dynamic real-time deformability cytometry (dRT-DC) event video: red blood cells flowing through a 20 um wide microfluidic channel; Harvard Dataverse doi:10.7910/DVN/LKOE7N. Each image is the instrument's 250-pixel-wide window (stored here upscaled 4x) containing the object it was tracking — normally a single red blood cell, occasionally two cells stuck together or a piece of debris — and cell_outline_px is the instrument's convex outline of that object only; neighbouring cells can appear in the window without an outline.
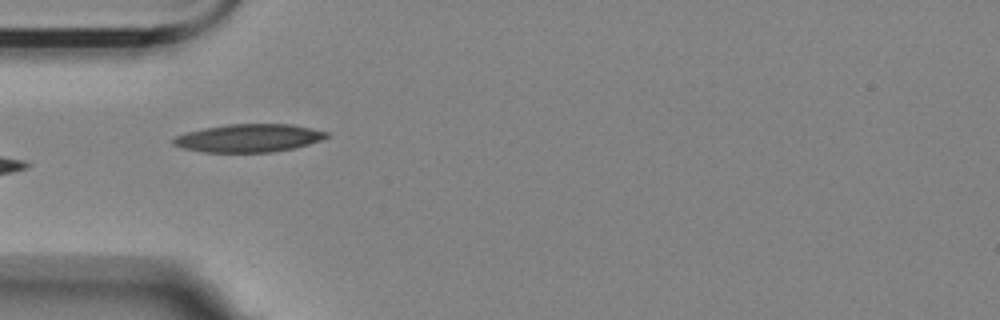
{"species": "Egyptian fruit bat (a non-hibernating species)", "species_latin": "Rousettus aegyptiacus", "temperature_condition": "room temperature", "stored_images_in_passage": 8, "camera_frame_rate_fps": 3000, "um_per_image_px": 0.085, "animal": {"sex": "female"}, "frame": {"image": 1, "passage_image": 3, "time_ms": 0.667, "image_size_px": [1000, 320], "cell_outline_px": [[328, 136], [320, 140], [308, 144], [292, 148], [272, 152], [204, 152], [184, 148], [172, 144], [172, 140], [176, 136], [188, 132], [204, 128], [228, 124], [292, 124], [328, 132]], "centroid_in_image_um": [21.13, 11.73], "position_along_channel_um": 63.9, "area_um2": 24.74}}
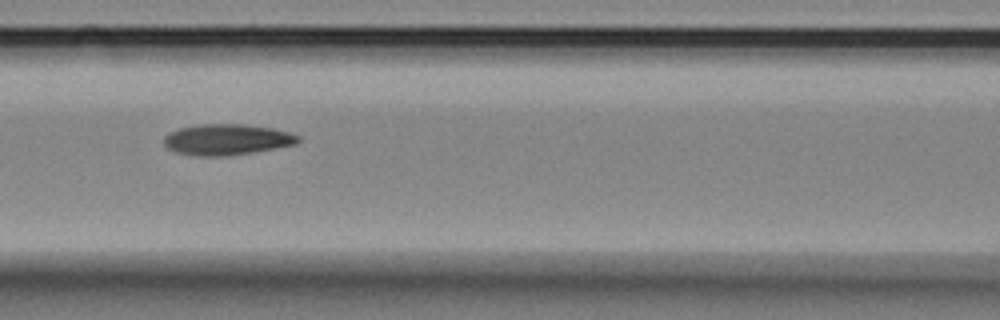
{"frame": {"image": 2, "passage_image": 5, "time_ms": 1.333, "image_size_px": [1000, 320], "cell_outline_px": [[300, 140], [296, 144], [276, 148], [228, 156], [200, 156], [176, 152], [168, 148], [164, 144], [164, 136], [180, 128], [200, 124], [244, 124], [272, 128], [288, 132], [300, 136]], "centroid_in_image_um": [19.3, 11.86], "position_along_channel_um": 147.3, "area_um2": 24.04}}
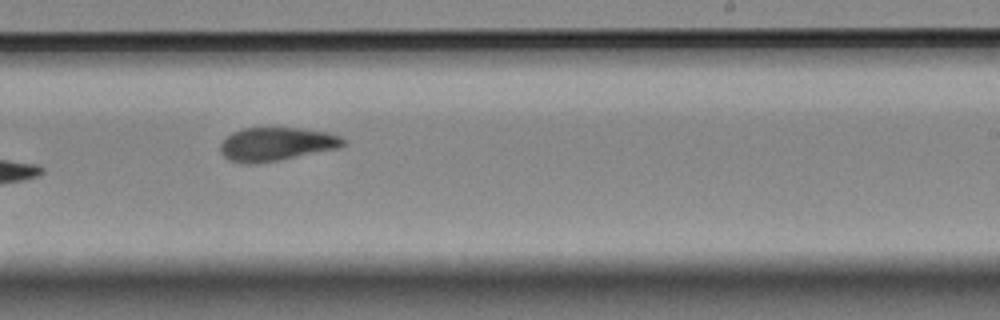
{"frame": {"image": 3, "passage_image": 8, "time_ms": 2.333, "image_size_px": [1000, 320], "cell_outline_px": [[344, 144], [340, 148], [276, 160], [248, 164], [228, 160], [220, 152], [220, 144], [224, 136], [240, 128], [304, 128], [328, 132], [340, 136], [344, 140]], "centroid_in_image_um": [23.45, 12.23], "position_along_channel_um": 265.6, "area_um2": 23.99}}